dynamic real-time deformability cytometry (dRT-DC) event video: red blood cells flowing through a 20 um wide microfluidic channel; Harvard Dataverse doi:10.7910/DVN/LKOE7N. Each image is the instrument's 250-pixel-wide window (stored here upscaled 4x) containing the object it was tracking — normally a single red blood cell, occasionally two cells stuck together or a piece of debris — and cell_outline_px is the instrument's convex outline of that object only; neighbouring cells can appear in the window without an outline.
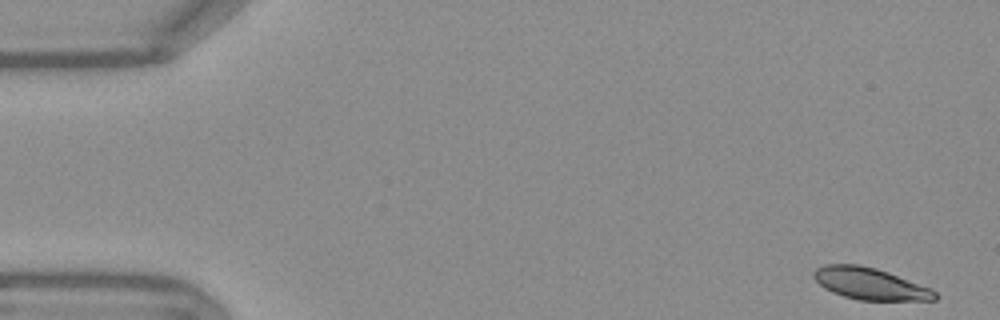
{"species": "Egyptian fruit bat (a non-hibernating species)", "species_latin": "Rousettus aegyptiacus", "temperature_condition": "warm", "stored_images_in_passage": 53, "camera_frame_rate_fps": 3000, "um_per_image_px": 0.085, "frame": {"image": 1, "passage_image": 1, "time_ms": 0.0, "image_size_px": [1000, 320], "cell_outline_px": [[940, 296], [936, 300], [860, 300], [844, 296], [832, 292], [824, 288], [812, 276], [812, 272], [816, 268], [824, 264], [860, 264], [876, 268], [888, 272], [932, 288]], "centroid_in_image_um": [73.96, 24.11], "position_along_channel_um": 11.0, "area_um2": 22.6}}
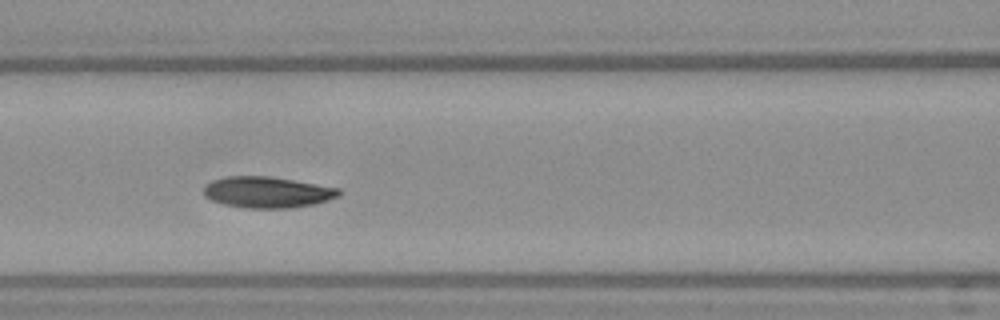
{"frame": {"image": 2, "passage_image": 22, "time_ms": 7.0, "image_size_px": [1000, 320], "cell_outline_px": [[340, 196], [316, 204], [292, 208], [244, 208], [224, 204], [212, 200], [204, 196], [204, 184], [212, 180], [228, 176], [272, 176], [340, 188]], "centroid_in_image_um": [22.73, 16.34], "position_along_channel_um": 143.9, "area_um2": 24.8}}
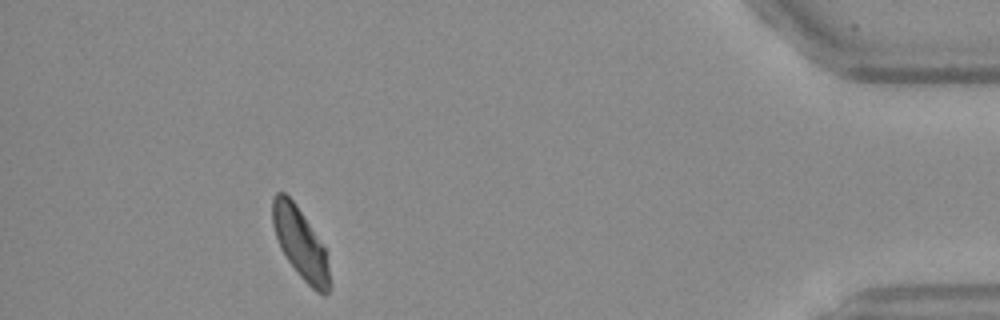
{"frame": {"image": 3, "passage_image": 48, "time_ms": 15.667, "image_size_px": [1000, 320], "cell_outline_px": [[332, 284], [328, 292], [324, 296], [316, 292], [300, 276], [288, 260], [280, 248], [272, 224], [272, 200], [276, 192], [284, 192], [296, 204], [324, 244]], "centroid_in_image_um": [25.56, 20.7], "position_along_channel_um": 409.6, "area_um2": 23.7}, "authors_computed_cell_mechanics": {"area_um2": 24.1026, "velocity_mm_per_s": 3.7407, "shape_relaxation_time_tau1_ms": 3.4908, "shape_relaxation_time_tau2_ms": 5.8745, "deformation_change_tau1": 0.12, "deformation_change_tau2": 0.0959}}